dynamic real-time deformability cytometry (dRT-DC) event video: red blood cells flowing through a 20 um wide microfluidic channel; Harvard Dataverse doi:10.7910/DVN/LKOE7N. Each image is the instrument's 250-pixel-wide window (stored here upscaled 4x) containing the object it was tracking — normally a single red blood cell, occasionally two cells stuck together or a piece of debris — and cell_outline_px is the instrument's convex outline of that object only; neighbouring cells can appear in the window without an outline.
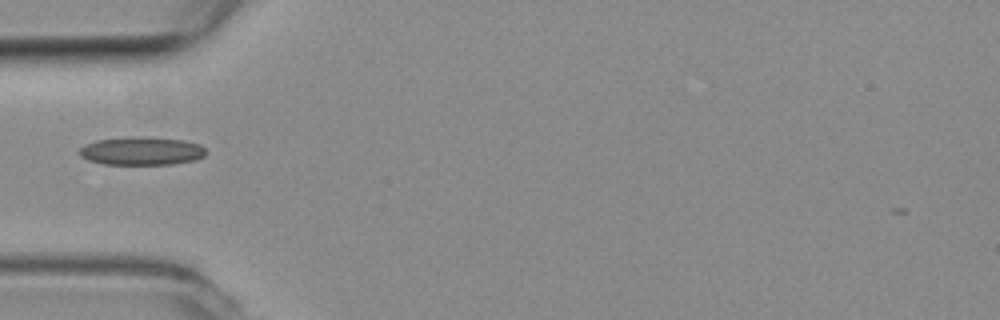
{"species": "common noctule bat (a hibernating species)", "species_latin": "Nyctalus noctula", "temperature_condition": "room temperature", "stored_images_in_passage": 39, "camera_frame_rate_fps": 3000, "um_per_image_px": 0.085, "animal": {"sex": "female", "body_mass_g": 19.3, "forearm_length_mm": 54.1}, "frame": {"image": 1, "passage_image": 1, "time_ms": 0.0, "image_size_px": [1000, 320], "cell_outline_px": [[204, 156], [196, 160], [172, 164], [104, 164], [88, 160], [80, 156], [80, 148], [84, 144], [96, 140], [124, 136], [152, 136], [184, 140], [200, 144], [204, 148]], "centroid_in_image_um": [12.02, 12.81], "position_along_channel_um": 73.0, "area_um2": 21.15}}
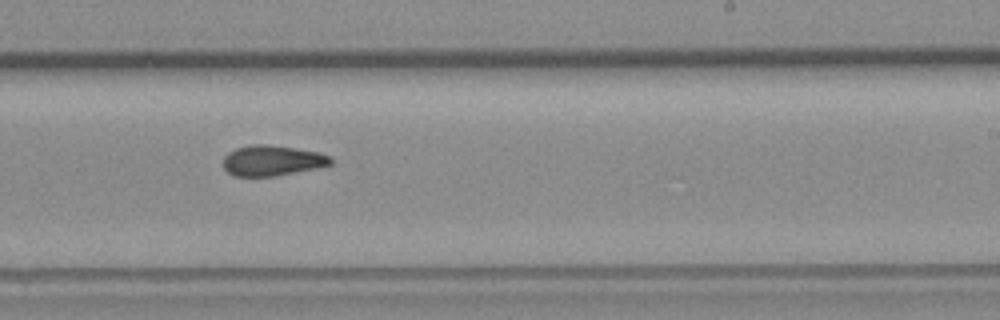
{"frame": {"image": 2, "passage_image": 17, "time_ms": 5.333, "image_size_px": [1000, 320], "cell_outline_px": [[332, 164], [316, 168], [272, 176], [232, 176], [224, 168], [224, 156], [228, 152], [236, 148], [252, 144], [268, 144], [316, 152], [332, 156]], "centroid_in_image_um": [23.11, 13.64], "position_along_channel_um": 265.9, "area_um2": 18.9}}
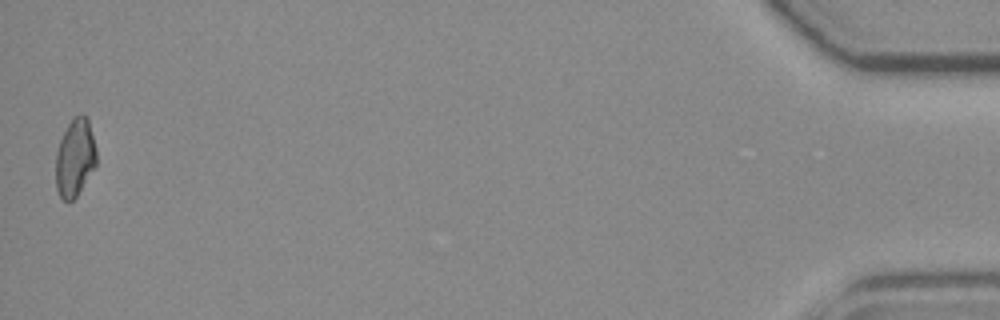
{"frame": {"image": 3, "passage_image": 39, "time_ms": 12.667, "image_size_px": [1000, 320], "cell_outline_px": [[96, 164], [76, 196], [68, 204], [60, 196], [56, 188], [56, 152], [60, 140], [72, 116], [80, 112], [84, 112], [88, 120], [96, 148]], "centroid_in_image_um": [6.36, 13.37], "position_along_channel_um": 428.8, "area_um2": 18.44}}